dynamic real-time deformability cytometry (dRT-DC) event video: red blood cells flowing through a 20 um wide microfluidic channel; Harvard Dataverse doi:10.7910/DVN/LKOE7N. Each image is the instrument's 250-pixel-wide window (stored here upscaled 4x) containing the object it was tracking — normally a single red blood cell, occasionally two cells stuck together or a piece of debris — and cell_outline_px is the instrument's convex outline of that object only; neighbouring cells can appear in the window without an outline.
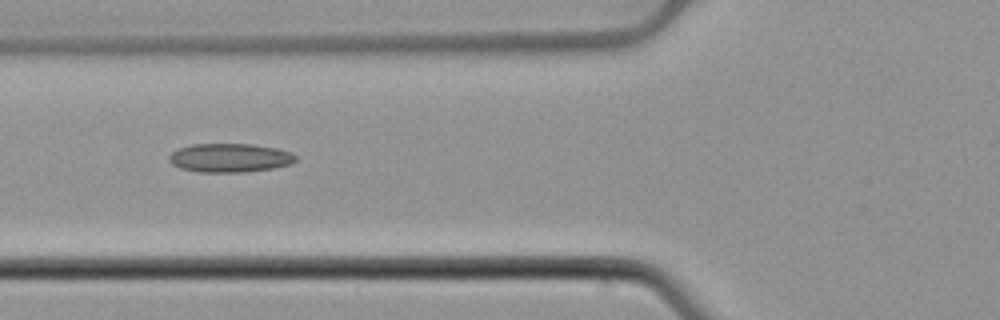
{"species": "common noctule bat (a hibernating species)", "species_latin": "Nyctalus noctula", "temperature_condition": "cold", "stored_images_in_passage": 39, "camera_frame_rate_fps": 3000, "um_per_image_px": 0.085, "animal": {"sex": "male", "body_mass_g": 21.5, "forearm_length_mm": 52.0}, "frame": {"image": 1, "passage_image": 6, "time_ms": 1.667, "image_size_px": [1000, 320], "cell_outline_px": [[296, 160], [292, 164], [272, 168], [244, 172], [200, 172], [180, 168], [172, 164], [168, 160], [168, 156], [172, 152], [180, 148], [192, 144], [252, 144], [276, 148], [288, 152], [296, 156]], "centroid_in_image_um": [19.51, 13.42], "position_along_channel_um": 106.3, "area_um2": 21.15}}
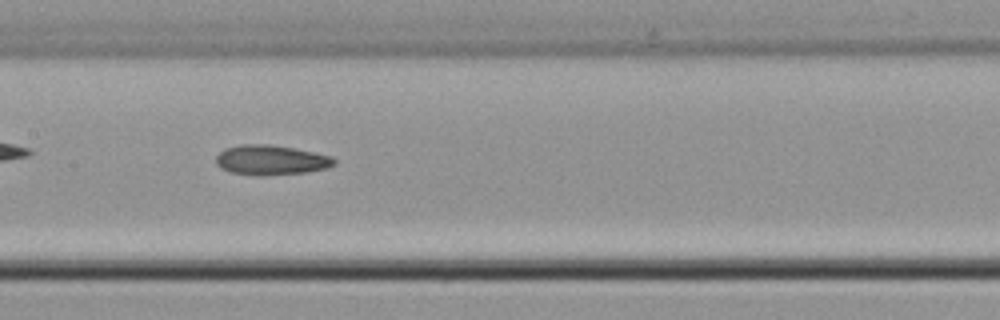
{"frame": {"image": 2, "passage_image": 12, "time_ms": 3.667, "image_size_px": [1000, 320], "cell_outline_px": [[336, 164], [324, 168], [304, 172], [260, 176], [232, 172], [220, 168], [216, 164], [216, 156], [224, 148], [240, 144], [268, 144], [292, 148], [332, 156], [336, 160]], "centroid_in_image_um": [22.99, 13.59], "position_along_channel_um": 184.4, "area_um2": 20.4}, "authors_computed_cell_mechanics": {"area_um2": 19.9988, "velocity_mm_per_s": 3.8922, "shape_relaxation_time_tau1_ms": 9.6921, "shape_relaxation_time_tau2_ms": 9.2664, "deformation_change_tau1": 0.153, "deformation_change_tau2": 0.1801}}